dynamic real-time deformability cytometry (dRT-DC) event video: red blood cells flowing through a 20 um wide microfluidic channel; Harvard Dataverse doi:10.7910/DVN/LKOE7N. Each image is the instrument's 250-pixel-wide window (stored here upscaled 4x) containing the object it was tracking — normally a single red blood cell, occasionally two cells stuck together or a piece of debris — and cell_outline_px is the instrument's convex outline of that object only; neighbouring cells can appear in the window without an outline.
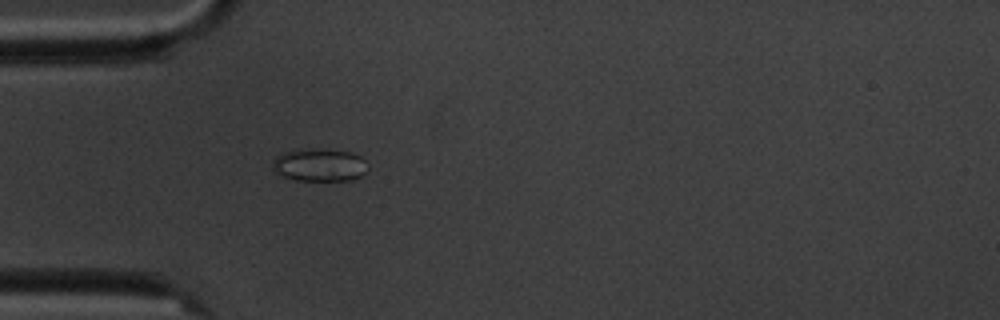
{"species": "common noctule bat (a hibernating species)", "species_latin": "Nyctalus noctula", "temperature_condition": "cold", "stored_images_in_passage": 4, "camera_frame_rate_fps": 3000, "um_per_image_px": 0.085, "animal": {"sex": "male", "body_mass_g": 20.1, "forearm_length_mm": 53.5}, "frame": {"image": 1, "passage_image": 4, "time_ms": 4.333, "image_size_px": [1000, 320], "cell_outline_px": [[368, 168], [360, 176], [352, 180], [296, 180], [284, 176], [276, 172], [272, 168], [272, 160], [280, 152], [300, 148], [312, 148], [352, 152], [360, 156], [364, 160]], "centroid_in_image_um": [27.11, 14.0], "position_along_channel_um": 57.9, "area_um2": 18.38}}